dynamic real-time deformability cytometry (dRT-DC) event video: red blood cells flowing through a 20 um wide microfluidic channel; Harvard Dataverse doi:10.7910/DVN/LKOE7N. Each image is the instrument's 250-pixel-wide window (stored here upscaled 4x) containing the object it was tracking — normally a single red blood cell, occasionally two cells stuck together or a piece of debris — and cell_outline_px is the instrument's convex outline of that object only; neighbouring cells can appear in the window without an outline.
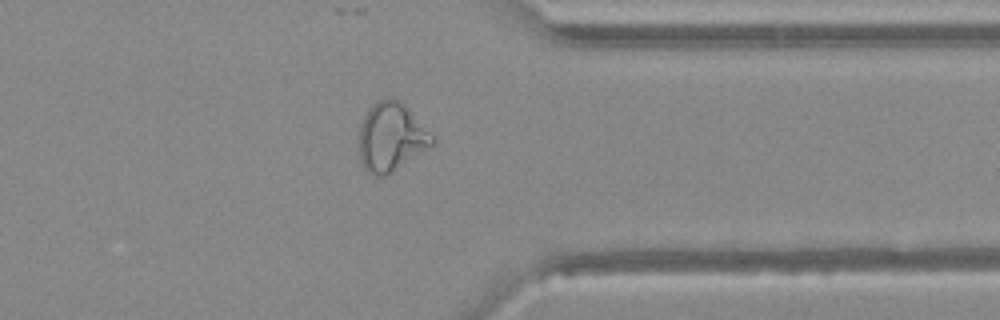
{"species": "Egyptian fruit bat (a non-hibernating species)", "species_latin": "Rousettus aegyptiacus", "temperature_condition": "warm", "stored_images_in_passage": 37, "camera_frame_rate_fps": 3000, "um_per_image_px": 0.085, "animal": {"sex": "female"}, "frame": {"image": 1, "passage_image": 27, "time_ms": 8.667, "image_size_px": [1000, 320], "cell_outline_px": [[436, 140], [432, 144], [392, 172], [384, 176], [376, 176], [368, 172], [364, 168], [360, 160], [360, 124], [368, 108], [376, 100], [400, 100], [408, 108]], "centroid_in_image_um": [33.21, 11.65], "position_along_channel_um": 378.2, "area_um2": 28.55}}